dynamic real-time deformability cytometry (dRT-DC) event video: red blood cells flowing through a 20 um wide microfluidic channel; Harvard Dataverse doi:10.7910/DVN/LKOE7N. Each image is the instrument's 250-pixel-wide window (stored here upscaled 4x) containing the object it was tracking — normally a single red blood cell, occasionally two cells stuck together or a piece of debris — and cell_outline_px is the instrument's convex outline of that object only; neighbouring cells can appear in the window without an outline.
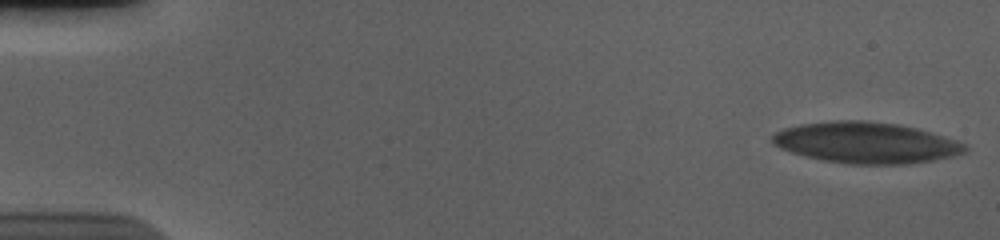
{"species": "human", "species_latin": "Homo sapiens", "temperature_condition": "cold", "stored_images_in_passage": 56, "camera_frame_rate_fps": 3000, "um_per_image_px": 0.085, "donor": {"sex": "male"}, "frame": {"image": 1, "passage_image": 1, "time_ms": 0.0, "image_size_px": [1000, 240], "cell_outline_px": [[968, 148], [964, 152], [932, 160], [904, 164], [848, 164], [824, 160], [792, 152], [780, 148], [772, 144], [772, 136], [776, 132], [784, 128], [800, 124], [832, 120], [864, 120], [896, 124], [916, 128], [944, 136], [956, 140], [964, 144]], "centroid_in_image_um": [73.57, 12.12], "position_along_channel_um": 11.4, "area_um2": 45.72}}
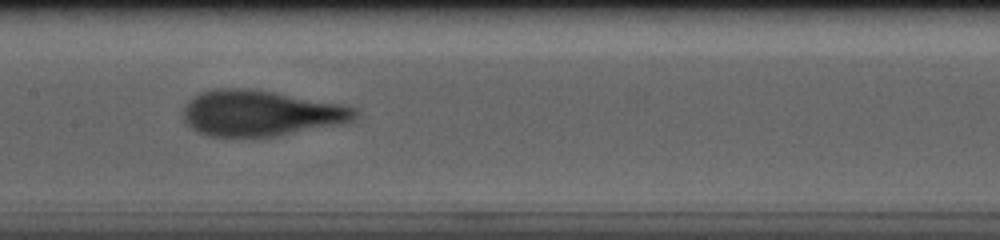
{"frame": {"image": 2, "passage_image": 28, "time_ms": 9.0, "image_size_px": [1000, 240], "cell_outline_px": [[360, 116], [352, 120], [340, 124], [276, 136], [208, 136], [196, 132], [184, 120], [184, 104], [192, 96], [200, 92], [216, 88], [240, 88], [272, 92], [340, 104], [356, 108]], "centroid_in_image_um": [22.12, 9.62], "position_along_channel_um": 185.3, "area_um2": 45.55}}
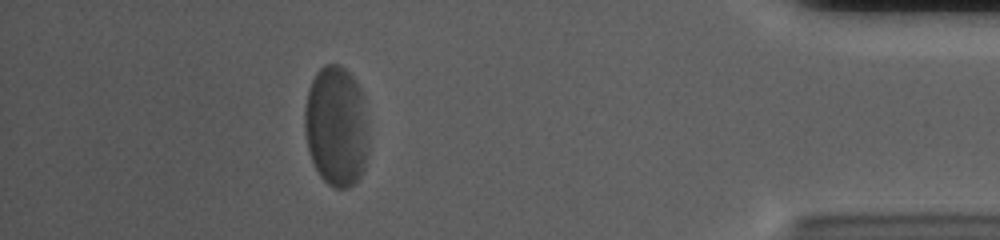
{"frame": {"image": 3, "passage_image": 50, "time_ms": 16.333, "image_size_px": [1000, 240], "cell_outline_px": [[364, 168], [360, 176], [348, 188], [336, 188], [328, 184], [320, 176], [312, 160], [308, 148], [304, 132], [304, 112], [308, 88], [316, 72], [324, 64], [340, 64], [356, 80], [360, 92], [364, 124]], "centroid_in_image_um": [28.49, 10.71], "position_along_channel_um": 406.7, "area_um2": 43.64}, "authors_computed_cell_mechanics": {"area_um2": 45.4308, "velocity_mm_per_s": 3.6143, "shape_relaxation_time_tau1_ms": 3.931, "shape_relaxation_time_tau2_ms": 1.0514, "deformation_change_tau1": 0.1723, "deformation_change_tau2": 0.084}}